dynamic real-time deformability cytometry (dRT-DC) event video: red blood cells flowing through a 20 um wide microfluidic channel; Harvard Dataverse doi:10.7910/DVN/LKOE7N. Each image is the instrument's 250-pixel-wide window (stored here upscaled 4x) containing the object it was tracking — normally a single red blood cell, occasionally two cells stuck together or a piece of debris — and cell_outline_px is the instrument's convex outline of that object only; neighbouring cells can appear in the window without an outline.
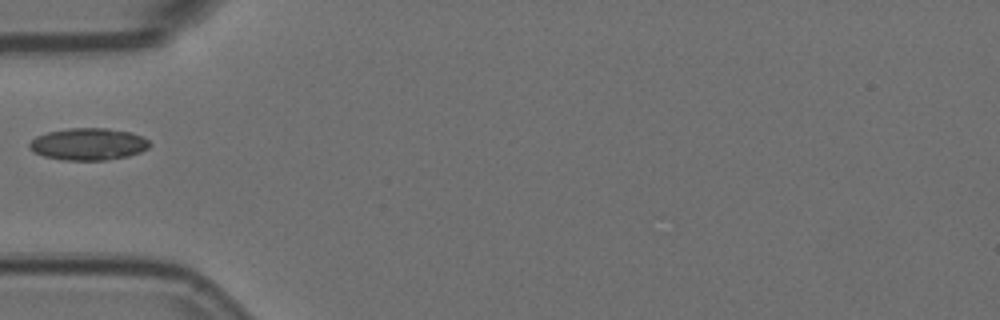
{"species": "Egyptian fruit bat (a non-hibernating species)", "species_latin": "Rousettus aegyptiacus", "temperature_condition": "room temperature", "stored_images_in_passage": 6, "camera_frame_rate_fps": 3000, "um_per_image_px": 0.085, "animal": {"sex": "female"}, "frame": {"image": 1, "passage_image": 4, "time_ms": 1.0, "image_size_px": [1000, 320], "cell_outline_px": [[152, 144], [148, 148], [140, 152], [128, 156], [104, 160], [64, 160], [44, 156], [32, 152], [28, 148], [28, 144], [36, 136], [48, 132], [68, 128], [108, 128], [132, 132], [148, 140]], "centroid_in_image_um": [7.5, 12.25], "position_along_channel_um": 77.5, "area_um2": 22.54}}
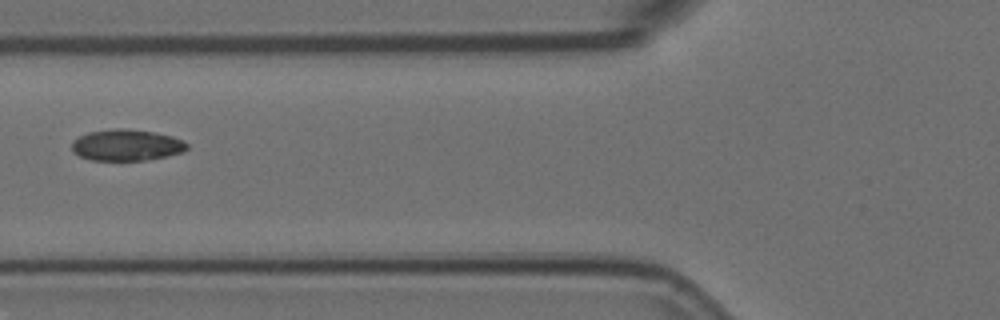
{"frame": {"image": 2, "passage_image": 5, "time_ms": 1.333, "image_size_px": [1000, 320], "cell_outline_px": [[188, 148], [180, 152], [168, 156], [148, 160], [92, 160], [80, 156], [72, 152], [72, 140], [88, 132], [116, 128], [120, 128], [152, 132], [172, 136], [184, 140], [188, 144]], "centroid_in_image_um": [10.75, 12.34], "position_along_channel_um": 115.1, "area_um2": 20.98}}
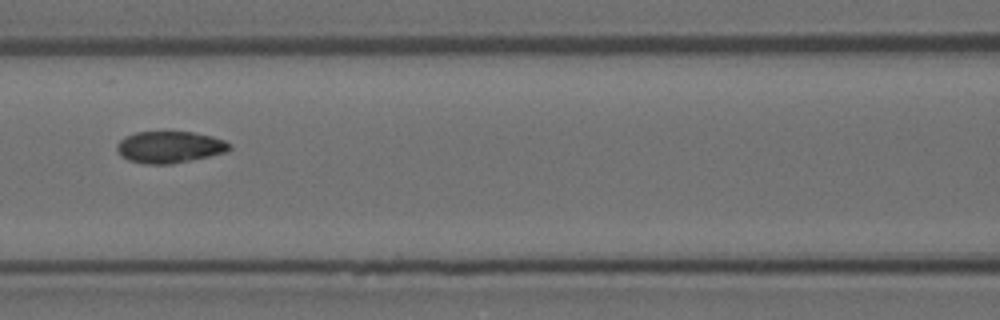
{"frame": {"image": 3, "passage_image": 6, "time_ms": 1.667, "image_size_px": [1000, 320], "cell_outline_px": [[232, 148], [228, 152], [168, 164], [144, 164], [128, 160], [120, 156], [116, 148], [116, 144], [124, 136], [136, 132], [192, 132], [212, 136], [224, 140], [232, 144]], "centroid_in_image_um": [14.4, 12.49], "position_along_channel_um": 152.2, "area_um2": 20.87}}